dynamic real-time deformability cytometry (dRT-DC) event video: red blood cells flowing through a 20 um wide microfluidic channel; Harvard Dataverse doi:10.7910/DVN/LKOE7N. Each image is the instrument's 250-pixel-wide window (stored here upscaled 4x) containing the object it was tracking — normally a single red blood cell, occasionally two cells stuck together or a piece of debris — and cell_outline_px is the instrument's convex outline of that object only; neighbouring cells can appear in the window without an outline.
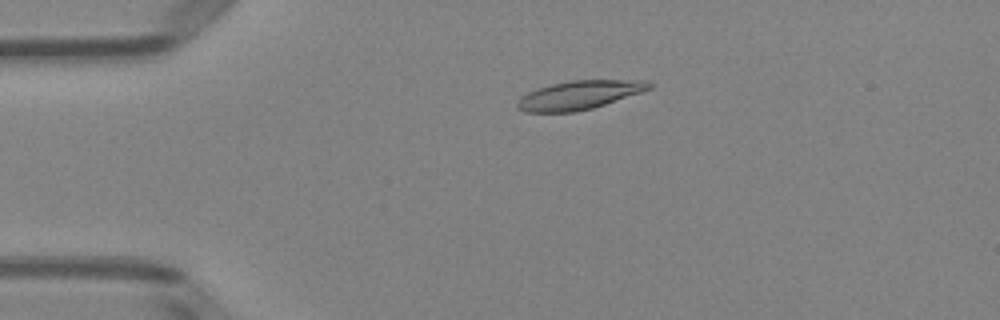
{"species": "Egyptian fruit bat (a non-hibernating species)", "species_latin": "Rousettus aegyptiacus", "temperature_condition": "room temperature", "stored_images_in_passage": 51, "camera_frame_rate_fps": 3000, "um_per_image_px": 0.085, "animal": {"sex": "female"}, "frame": {"image": 1, "passage_image": 11, "time_ms": 3.333, "image_size_px": [1000, 320], "cell_outline_px": [[652, 88], [592, 108], [576, 112], [524, 112], [516, 108], [516, 104], [520, 96], [536, 88], [568, 80], [644, 80], [652, 84]], "centroid_in_image_um": [49.17, 8.08], "position_along_channel_um": 35.8, "area_um2": 22.02}}
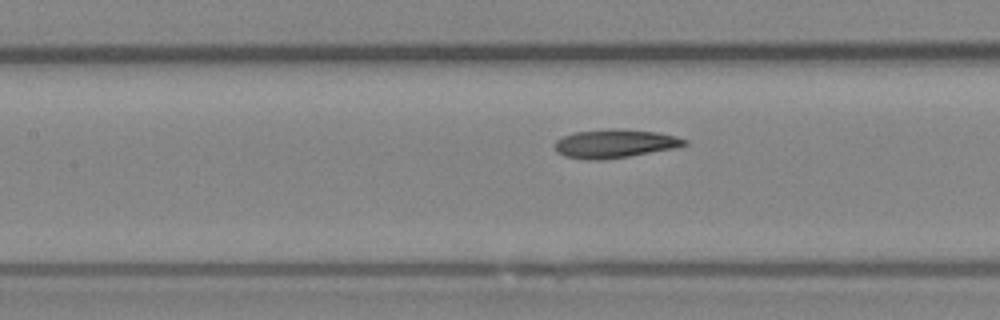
{"frame": {"image": 2, "passage_image": 23, "time_ms": 7.333, "image_size_px": [1000, 320], "cell_outline_px": [[688, 144], [672, 148], [628, 156], [600, 160], [584, 160], [564, 156], [556, 152], [556, 140], [572, 132], [616, 128], [620, 128], [656, 132], [676, 136], [688, 140]], "centroid_in_image_um": [52.23, 12.2], "position_along_channel_um": 155.2, "area_um2": 21.5}}
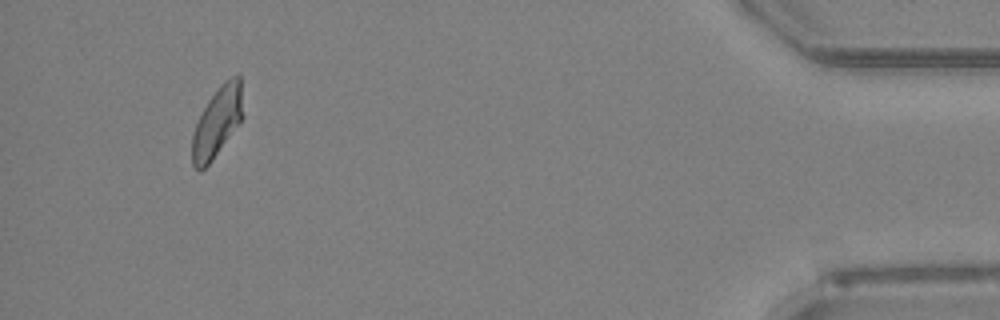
{"frame": {"image": 3, "passage_image": 48, "time_ms": 15.667, "image_size_px": [1000, 320], "cell_outline_px": [[244, 116], [212, 160], [200, 172], [192, 164], [192, 136], [196, 124], [208, 100], [220, 84], [224, 80], [232, 76], [240, 76]], "centroid_in_image_um": [18.47, 10.35], "position_along_channel_um": 416.7, "area_um2": 20.52}, "authors_computed_cell_mechanics": {"area_um2": 21.386, "velocity_mm_per_s": 3.9632, "shape_relaxation_time_tau1_ms": 7.796, "shape_relaxation_time_tau2_ms": 2.1898, "deformation_change_tau1": 0.2112, "deformation_change_tau2": 0.0915}}